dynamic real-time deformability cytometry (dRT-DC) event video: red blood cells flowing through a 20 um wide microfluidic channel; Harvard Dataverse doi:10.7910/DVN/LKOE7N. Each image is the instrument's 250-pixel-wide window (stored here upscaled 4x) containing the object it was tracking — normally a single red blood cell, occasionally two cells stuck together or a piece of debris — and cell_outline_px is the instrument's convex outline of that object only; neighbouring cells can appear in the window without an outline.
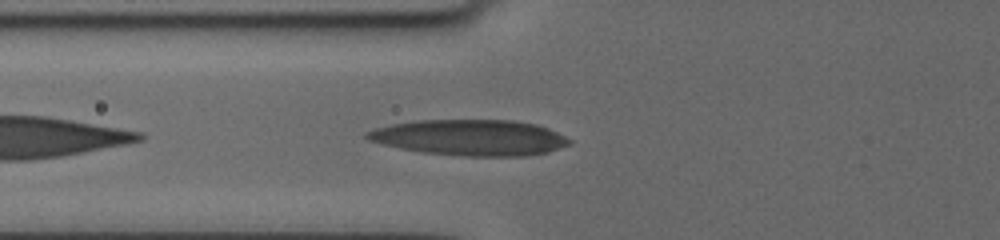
{"species": "human", "species_latin": "Homo sapiens", "temperature_condition": "cold", "stored_images_in_passage": 22, "camera_frame_rate_fps": 3000, "um_per_image_px": 0.085, "donor": {"sex": "female"}, "frame": {"image": 1, "passage_image": 3, "time_ms": 0.667, "image_size_px": [1000, 240], "cell_outline_px": [[572, 144], [548, 152], [524, 156], [464, 156], [424, 152], [400, 148], [380, 144], [368, 140], [364, 136], [364, 132], [376, 128], [392, 124], [420, 120], [512, 120], [536, 124], [548, 128], [572, 140]], "centroid_in_image_um": [39.96, 11.69], "position_along_channel_um": 85.8, "area_um2": 42.31}}
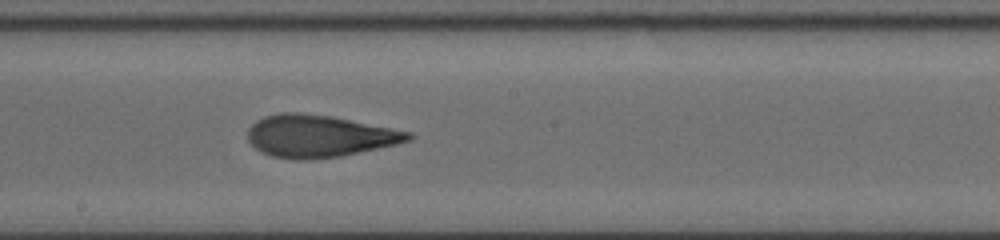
{"frame": {"image": 2, "passage_image": 13, "time_ms": 4.333, "image_size_px": [1000, 240], "cell_outline_px": [[416, 136], [412, 140], [396, 144], [340, 156], [308, 160], [296, 160], [272, 156], [260, 152], [248, 140], [248, 128], [256, 120], [264, 116], [280, 112], [300, 112], [328, 116], [412, 132]], "centroid_in_image_um": [27.1, 11.57], "position_along_channel_um": 221.1, "area_um2": 39.36}}
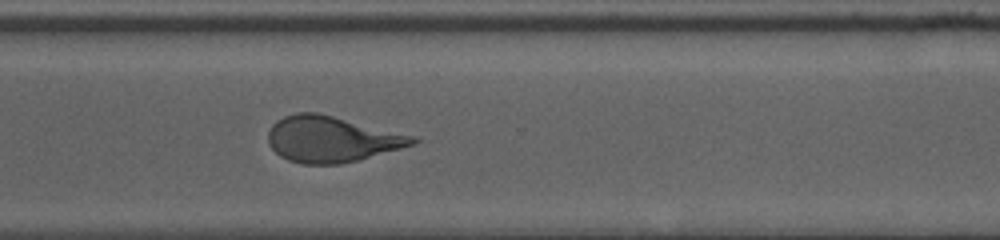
{"frame": {"image": 3, "passage_image": 22, "time_ms": 7.667, "image_size_px": [1000, 240], "cell_outline_px": [[420, 140], [412, 144], [400, 148], [356, 160], [340, 164], [300, 164], [288, 160], [280, 156], [268, 144], [268, 132], [272, 124], [276, 120], [284, 116], [296, 112], [316, 112], [416, 136]], "centroid_in_image_um": [28.13, 11.82], "position_along_channel_um": 342.5, "area_um2": 38.44}}